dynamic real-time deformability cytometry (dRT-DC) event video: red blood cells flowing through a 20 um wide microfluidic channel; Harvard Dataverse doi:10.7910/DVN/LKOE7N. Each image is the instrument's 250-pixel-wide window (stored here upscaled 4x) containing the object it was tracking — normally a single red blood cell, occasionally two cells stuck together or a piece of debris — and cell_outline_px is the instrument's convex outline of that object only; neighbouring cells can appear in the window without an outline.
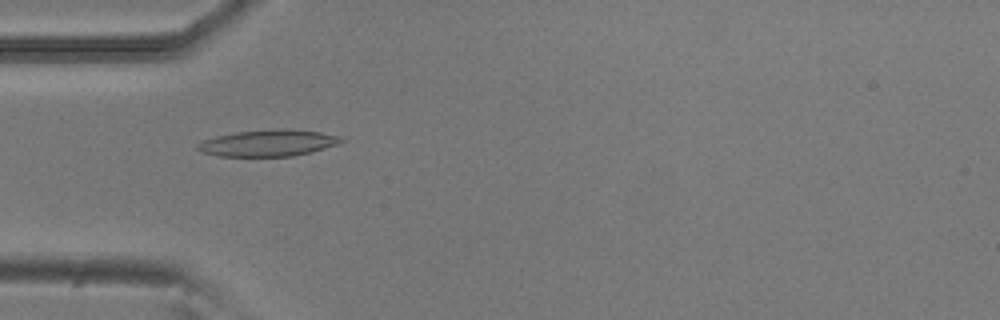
{"species": "common noctule bat (a hibernating species)", "species_latin": "Nyctalus noctula", "temperature_condition": "room temperature", "stored_images_in_passage": 5, "camera_frame_rate_fps": 3000, "um_per_image_px": 0.085, "animal": {"sex": "male", "body_mass_g": 20.5, "forearm_length_mm": 52.5}, "frame": {"image": 1, "passage_image": 4, "time_ms": 1.0, "image_size_px": [1000, 320], "cell_outline_px": [[348, 140], [312, 152], [292, 156], [216, 156], [200, 152], [196, 148], [196, 144], [204, 140], [216, 136], [236, 132], [276, 128], [288, 128], [320, 132], [340, 136]], "centroid_in_image_um": [22.8, 12.15], "position_along_channel_um": 62.2, "area_um2": 22.43}}
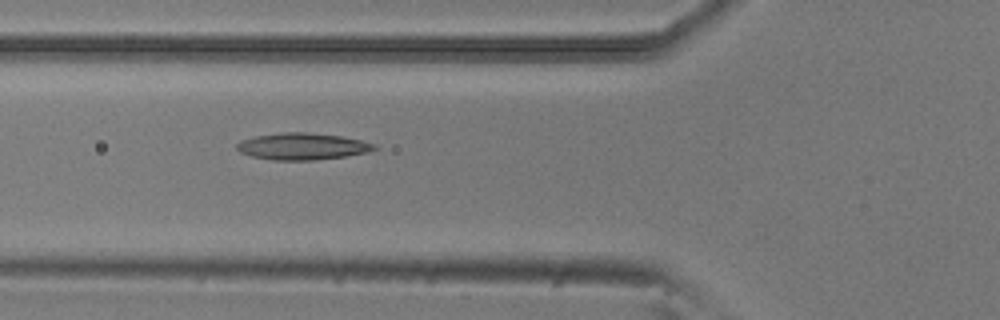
{"frame": {"image": 2, "passage_image": 5, "time_ms": 1.333, "image_size_px": [1000, 320], "cell_outline_px": [[380, 148], [368, 152], [348, 156], [312, 160], [272, 160], [252, 156], [240, 152], [236, 148], [236, 144], [240, 140], [256, 136], [280, 132], [304, 132], [340, 136], [360, 140], [376, 144]], "centroid_in_image_um": [25.71, 12.44], "position_along_channel_um": 100.1, "area_um2": 21.5}}